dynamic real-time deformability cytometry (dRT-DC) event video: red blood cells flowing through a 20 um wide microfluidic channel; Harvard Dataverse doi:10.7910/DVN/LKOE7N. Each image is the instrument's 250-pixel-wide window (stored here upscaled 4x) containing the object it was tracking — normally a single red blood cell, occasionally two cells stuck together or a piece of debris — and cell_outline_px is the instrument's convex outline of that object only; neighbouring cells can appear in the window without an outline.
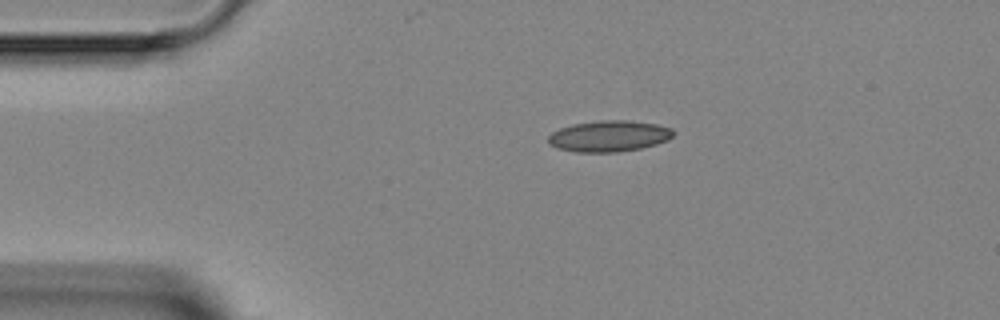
{"species": "Egyptian fruit bat (a non-hibernating species)", "species_latin": "Rousettus aegyptiacus", "temperature_condition": "room temperature", "stored_images_in_passage": 2, "camera_frame_rate_fps": 3000, "um_per_image_px": 0.085, "animal": {"sex": "female"}, "frame": {"image": 1, "passage_image": 2, "time_ms": 1.333, "image_size_px": [1000, 320], "cell_outline_px": [[672, 136], [668, 140], [656, 144], [640, 148], [616, 152], [576, 152], [556, 148], [548, 144], [548, 136], [552, 132], [560, 128], [572, 124], [600, 120], [624, 120], [656, 124], [672, 128]], "centroid_in_image_um": [51.72, 11.57], "position_along_channel_um": 33.3, "area_um2": 22.66}}